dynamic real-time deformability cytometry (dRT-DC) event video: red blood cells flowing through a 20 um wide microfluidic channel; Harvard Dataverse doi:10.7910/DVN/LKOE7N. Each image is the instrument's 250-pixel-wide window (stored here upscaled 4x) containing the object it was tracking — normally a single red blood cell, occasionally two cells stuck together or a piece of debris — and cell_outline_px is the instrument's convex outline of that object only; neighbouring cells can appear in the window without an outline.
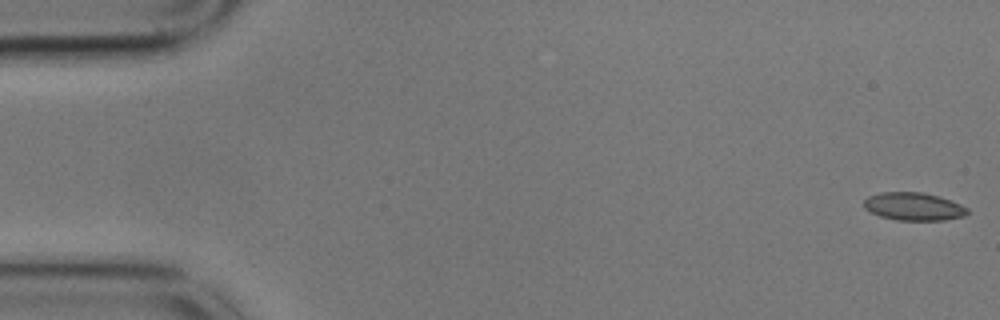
{"species": "common noctule bat (a hibernating species)", "species_latin": "Nyctalus noctula", "temperature_condition": "cold", "stored_images_in_passage": 54, "camera_frame_rate_fps": 3000, "um_per_image_px": 0.085, "animal": {"sex": "male", "body_mass_g": 17.9}, "frame": {"image": 1, "passage_image": 1, "time_ms": 0.0, "image_size_px": [1000, 320], "cell_outline_px": [[968, 212], [964, 216], [944, 220], [896, 220], [880, 216], [864, 208], [864, 200], [868, 196], [880, 192], [924, 192], [960, 204], [968, 208]], "centroid_in_image_um": [77.63, 17.55], "position_along_channel_um": 7.4, "area_um2": 16.7}}
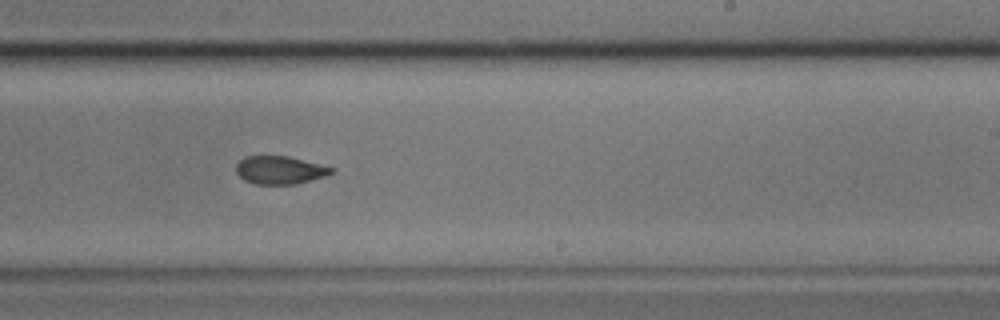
{"frame": {"image": 2, "passage_image": 34, "time_ms": 11.0, "image_size_px": [1000, 320], "cell_outline_px": [[336, 168], [332, 172], [324, 176], [296, 184], [256, 184], [244, 180], [236, 172], [236, 164], [244, 156], [288, 156]], "centroid_in_image_um": [23.77, 14.45], "position_along_channel_um": 265.2, "area_um2": 15.49}}
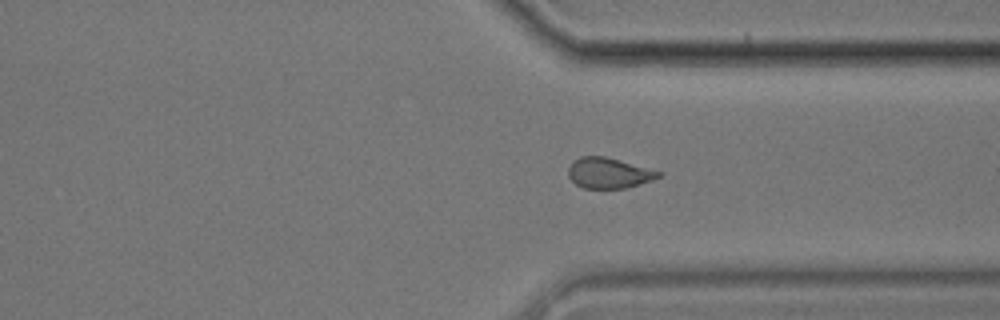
{"frame": {"image": 3, "passage_image": 42, "time_ms": 13.667, "image_size_px": [1000, 320], "cell_outline_px": [[664, 172], [660, 176], [652, 180], [624, 188], [584, 188], [576, 184], [568, 176], [568, 168], [580, 156], [604, 156]], "centroid_in_image_um": [51.75, 14.7], "position_along_channel_um": 359.6, "area_um2": 15.84}, "authors_computed_cell_mechanics": {"area_um2": 16.8776, "velocity_mm_per_s": 3.5303, "shape_relaxation_time_tau1_ms": null, "shape_relaxation_time_tau2_ms": 2.3424, "deformation_change_tau1": null, "deformation_change_tau2": 0.0738}}